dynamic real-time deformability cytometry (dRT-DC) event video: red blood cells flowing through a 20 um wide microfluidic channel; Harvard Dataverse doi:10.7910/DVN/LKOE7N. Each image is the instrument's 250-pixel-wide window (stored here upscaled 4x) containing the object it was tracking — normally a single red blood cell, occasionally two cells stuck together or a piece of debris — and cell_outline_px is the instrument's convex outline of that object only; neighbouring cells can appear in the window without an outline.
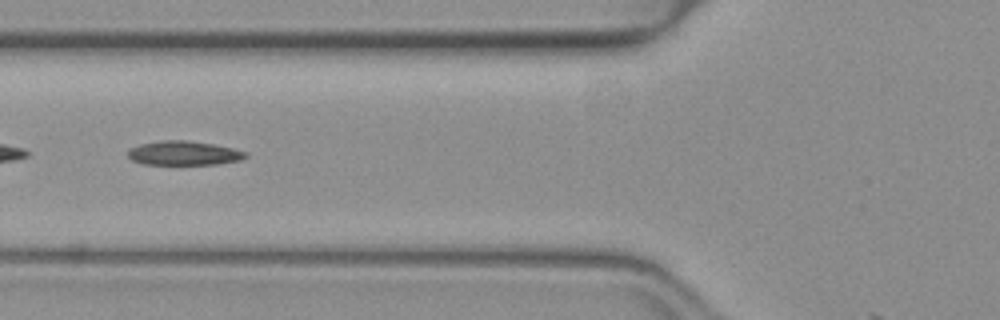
{"species": "common noctule bat (a hibernating species)", "species_latin": "Nyctalus noctula", "temperature_condition": "warm", "stored_images_in_passage": 39, "camera_frame_rate_fps": 3000, "um_per_image_px": 0.085, "animal": {"sex": "female", "body_mass_g": 19.3, "forearm_length_mm": 54.1}, "frame": {"image": 1, "passage_image": 7, "time_ms": 2.0, "image_size_px": [1000, 320], "cell_outline_px": [[248, 156], [240, 160], [216, 164], [144, 164], [132, 160], [128, 156], [128, 152], [132, 148], [140, 144], [160, 140], [188, 140], [212, 144], [232, 148], [248, 152]], "centroid_in_image_um": [15.64, 13.01], "position_along_channel_um": 110.2, "area_um2": 16.47}}
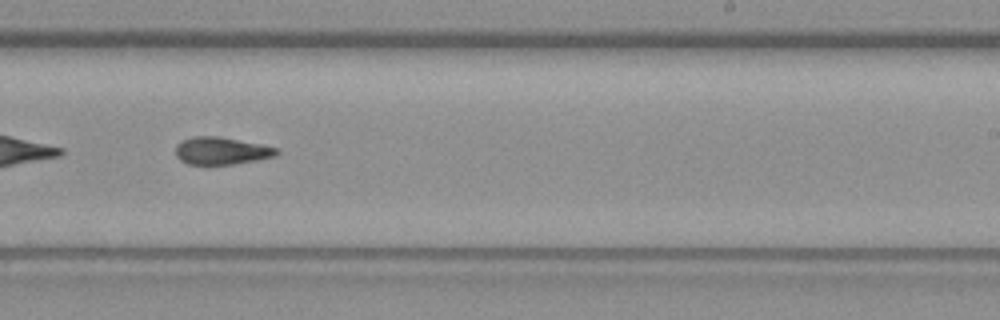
{"frame": {"image": 2, "passage_image": 19, "time_ms": 6.0, "image_size_px": [1000, 320], "cell_outline_px": [[280, 152], [276, 156], [256, 160], [232, 164], [188, 164], [180, 160], [176, 156], [176, 144], [184, 140], [196, 136], [216, 136], [260, 144], [276, 148]], "centroid_in_image_um": [18.81, 12.82], "position_along_channel_um": 270.2, "area_um2": 15.9}}
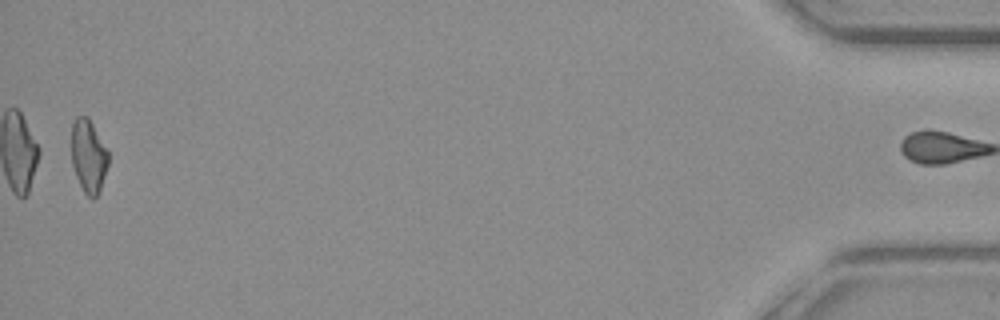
{"frame": {"image": 3, "passage_image": 38, "time_ms": 12.333, "image_size_px": [1000, 320], "cell_outline_px": [[108, 164], [100, 188], [96, 196], [92, 200], [84, 192], [76, 176], [72, 164], [72, 124], [76, 116], [88, 116], [108, 148]], "centroid_in_image_um": [7.53, 13.23], "position_along_channel_um": 427.7, "area_um2": 15.72}}